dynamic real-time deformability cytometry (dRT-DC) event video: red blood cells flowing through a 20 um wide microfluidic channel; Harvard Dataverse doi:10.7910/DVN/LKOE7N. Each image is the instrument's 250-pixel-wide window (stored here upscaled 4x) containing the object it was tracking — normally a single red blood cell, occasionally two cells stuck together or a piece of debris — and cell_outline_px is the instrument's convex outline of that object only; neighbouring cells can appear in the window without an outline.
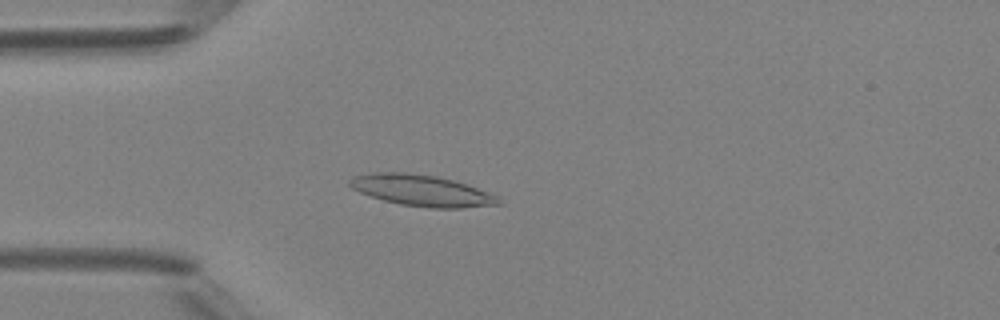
{"species": "Egyptian fruit bat (a non-hibernating species)", "species_latin": "Rousettus aegyptiacus", "temperature_condition": "room temperature", "stored_images_in_passage": 48, "camera_frame_rate_fps": 3000, "um_per_image_px": 0.085, "animal": {"sex": "female"}, "frame": {"image": 1, "passage_image": 13, "time_ms": 4.0, "image_size_px": [1000, 320], "cell_outline_px": [[504, 204], [460, 208], [432, 208], [400, 204], [384, 200], [360, 192], [352, 188], [348, 184], [348, 180], [352, 176], [372, 172], [404, 172], [436, 176], [452, 180], [476, 188], [496, 196]], "centroid_in_image_um": [35.8, 16.19], "position_along_channel_um": 49.2, "area_um2": 26.82}}
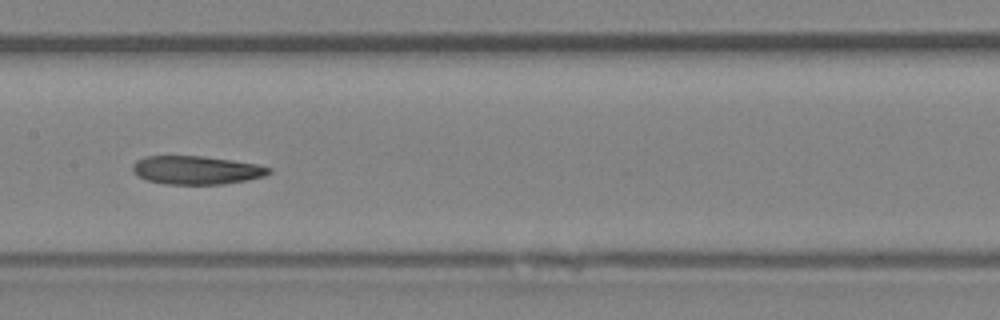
{"frame": {"image": 2, "passage_image": 24, "time_ms": 7.667, "image_size_px": [1000, 320], "cell_outline_px": [[272, 172], [264, 176], [248, 180], [224, 184], [164, 184], [144, 180], [132, 172], [132, 164], [136, 160], [144, 156], [204, 156], [260, 164], [272, 168]], "centroid_in_image_um": [16.69, 14.46], "position_along_channel_um": 190.7, "area_um2": 22.95}}
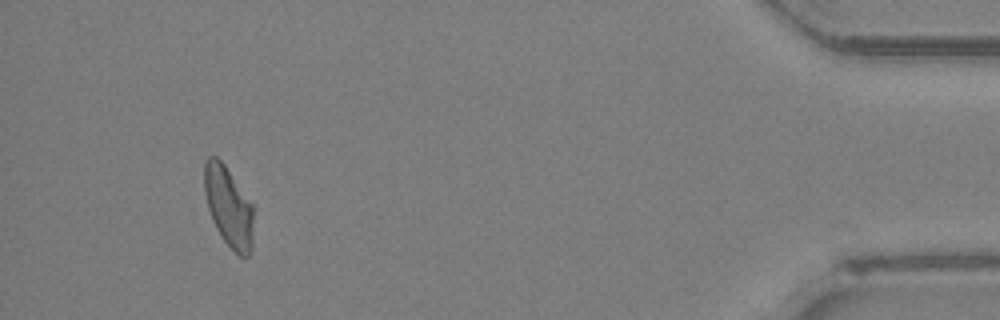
{"frame": {"image": 3, "passage_image": 45, "time_ms": 14.667, "image_size_px": [1000, 320], "cell_outline_px": [[252, 248], [248, 256], [244, 260], [220, 236], [212, 220], [208, 208], [204, 192], [204, 160], [208, 156], [216, 156], [224, 164], [252, 204]], "centroid_in_image_um": [19.4, 17.56], "position_along_channel_um": 415.8, "area_um2": 22.83}}